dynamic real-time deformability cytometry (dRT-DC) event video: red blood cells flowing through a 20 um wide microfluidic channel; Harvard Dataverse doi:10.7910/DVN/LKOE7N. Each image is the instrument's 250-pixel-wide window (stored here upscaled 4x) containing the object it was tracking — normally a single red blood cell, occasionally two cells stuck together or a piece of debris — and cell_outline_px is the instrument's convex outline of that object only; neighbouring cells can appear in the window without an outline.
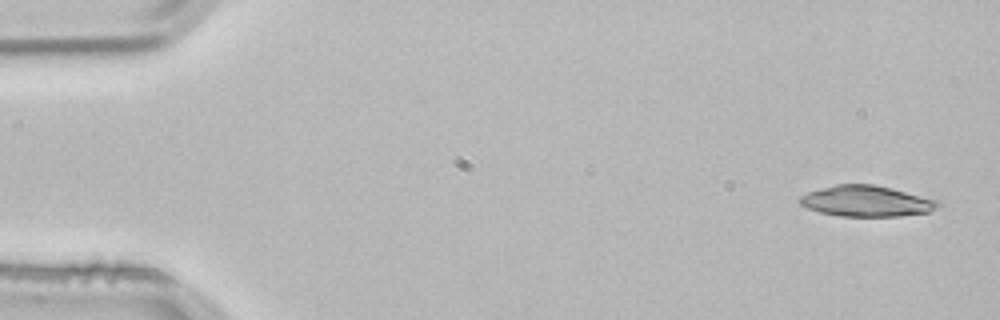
{"species": "common noctule bat (a hibernating species)", "species_latin": "Nyctalus noctula", "temperature_condition": "room temperature", "stored_images_in_passage": 4, "segment_of_instrument_passage": [2, 2], "camera_frame_rate_fps": 3000, "um_per_image_px": 0.085, "animal": {"sex": "male", "body_mass_g": 21.5, "forearm_length_mm": 52.0}, "frame": {"image": 1, "passage_image": 4, "time_ms": 1.0, "image_size_px": [1000, 320], "cell_outline_px": [[940, 204], [936, 208], [928, 212], [900, 216], [840, 216], [820, 212], [808, 208], [800, 204], [796, 200], [800, 196], [808, 192], [836, 184], [872, 184], [892, 188], [940, 200]], "centroid_in_image_um": [73.65, 17.09], "position_along_channel_um": 11.4, "area_um2": 24.91}}